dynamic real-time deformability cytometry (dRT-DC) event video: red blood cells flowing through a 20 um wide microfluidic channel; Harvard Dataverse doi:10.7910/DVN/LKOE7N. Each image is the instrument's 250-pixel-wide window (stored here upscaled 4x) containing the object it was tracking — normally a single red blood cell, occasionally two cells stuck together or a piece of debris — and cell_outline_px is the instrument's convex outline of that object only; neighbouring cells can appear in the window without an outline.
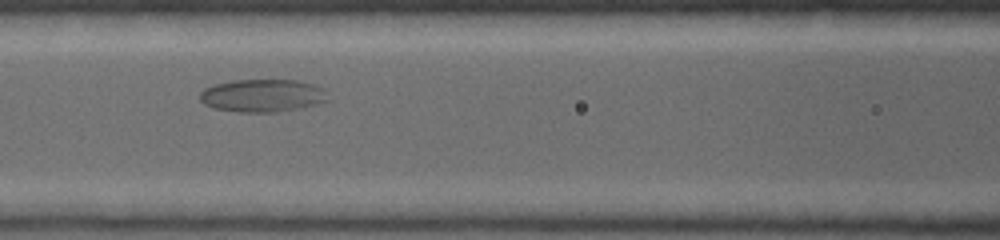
{"species": "common noctule bat (a hibernating species)", "species_latin": "Nyctalus noctula", "temperature_condition": "warm", "stored_images_in_passage": 40, "camera_frame_rate_fps": 5000, "um_per_image_px": 0.085, "animal": {"sex": "female", "body_mass_g": 19.0, "forearm_length_mm": 53.3}, "frame": {"image": 1, "passage_image": 15, "time_ms": 2.6, "image_size_px": [1000, 240], "cell_outline_px": [[332, 100], [320, 104], [300, 108], [276, 112], [240, 112], [212, 108], [204, 104], [200, 100], [200, 92], [204, 88], [216, 84], [232, 80], [300, 80], [324, 88]], "centroid_in_image_um": [22.37, 8.13], "position_along_channel_um": 144.2, "area_um2": 24.85}}
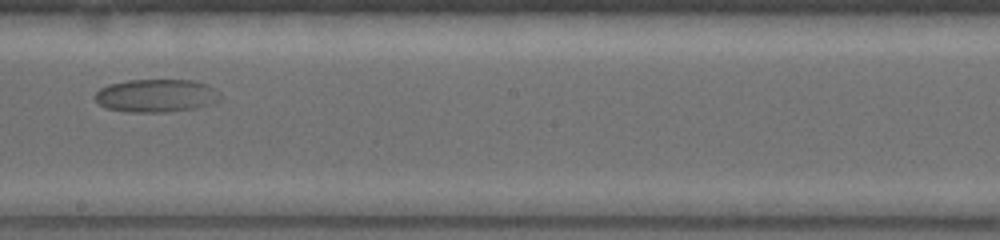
{"frame": {"image": 2, "passage_image": 22, "time_ms": 4.0, "image_size_px": [1000, 240], "cell_outline_px": [[220, 100], [196, 108], [168, 112], [128, 112], [108, 108], [100, 104], [92, 96], [100, 88], [108, 84], [128, 80], [192, 80], [208, 84], [216, 88], [220, 92]], "centroid_in_image_um": [13.29, 8.12], "position_along_channel_um": 234.9, "area_um2": 24.28}}
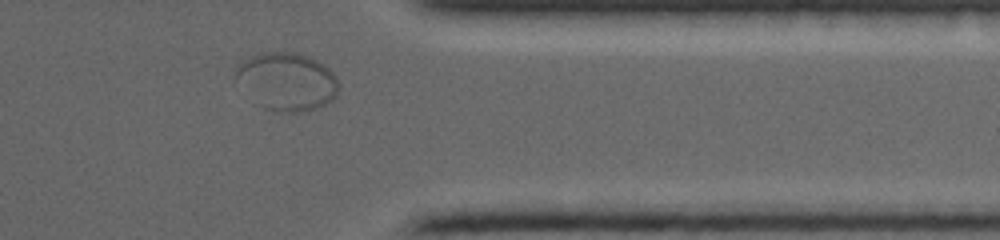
{"frame": {"image": 3, "passage_image": 35, "time_ms": 6.4, "image_size_px": [1000, 240], "cell_outline_px": [[340, 84], [336, 96], [332, 100], [320, 108], [300, 112], [276, 112], [264, 108], [236, 76], [236, 68], [244, 60], [256, 52], [296, 52], [308, 56], [316, 60], [328, 68], [336, 76]], "centroid_in_image_um": [24.47, 6.91], "position_along_channel_um": 386.9, "area_um2": 34.28}}